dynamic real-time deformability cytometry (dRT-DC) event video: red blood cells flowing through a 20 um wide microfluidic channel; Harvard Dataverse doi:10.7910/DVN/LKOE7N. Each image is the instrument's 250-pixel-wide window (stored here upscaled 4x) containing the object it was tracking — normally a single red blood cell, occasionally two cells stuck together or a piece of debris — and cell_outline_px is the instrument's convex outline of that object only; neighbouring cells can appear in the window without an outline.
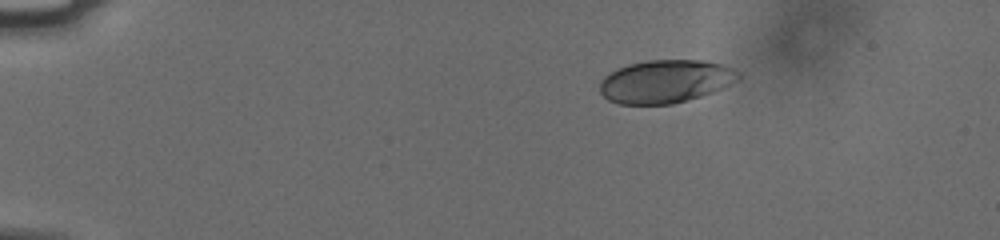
{"species": "human", "species_latin": "Homo sapiens", "temperature_condition": "cold", "stored_images_in_passage": 12, "camera_frame_rate_fps": 3000, "um_per_image_px": 0.085, "donor": {"sex": "male"}, "frame": {"image": 1, "passage_image": 1, "time_ms": 0.0, "image_size_px": [1000, 240], "cell_outline_px": [[740, 76], [728, 84], [712, 92], [700, 96], [672, 104], [620, 104], [608, 100], [600, 92], [600, 80], [604, 76], [616, 68], [628, 64], [648, 60], [704, 60], [720, 64], [732, 68], [740, 72]], "centroid_in_image_um": [56.51, 6.91], "position_along_channel_um": 28.5, "area_um2": 34.56}}
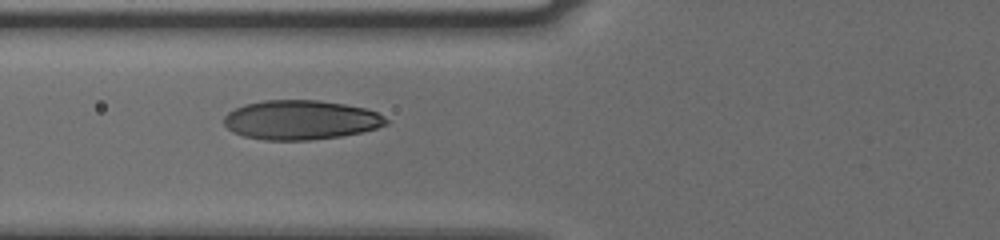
{"frame": {"image": 2, "passage_image": 8, "time_ms": 2.333, "image_size_px": [1000, 240], "cell_outline_px": [[388, 124], [376, 128], [360, 132], [340, 136], [308, 140], [264, 140], [244, 136], [232, 132], [224, 124], [224, 116], [228, 112], [244, 104], [264, 100], [320, 100], [344, 104], [364, 108], [376, 112], [388, 120]], "centroid_in_image_um": [25.53, 10.19], "position_along_channel_um": 100.3, "area_um2": 37.11}}
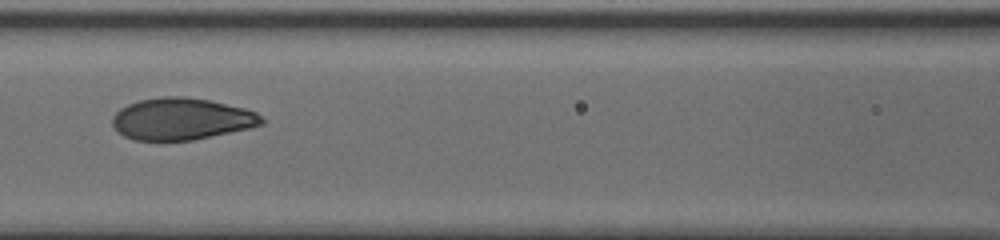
{"frame": {"image": 3, "passage_image": 11, "time_ms": 3.333, "image_size_px": [1000, 240], "cell_outline_px": [[264, 124], [248, 128], [192, 140], [132, 140], [124, 136], [112, 124], [112, 116], [120, 108], [128, 104], [140, 100], [160, 96], [184, 96], [208, 100], [244, 108], [256, 112], [264, 120]], "centroid_in_image_um": [15.4, 10.1], "position_along_channel_um": 151.2, "area_um2": 36.18}}